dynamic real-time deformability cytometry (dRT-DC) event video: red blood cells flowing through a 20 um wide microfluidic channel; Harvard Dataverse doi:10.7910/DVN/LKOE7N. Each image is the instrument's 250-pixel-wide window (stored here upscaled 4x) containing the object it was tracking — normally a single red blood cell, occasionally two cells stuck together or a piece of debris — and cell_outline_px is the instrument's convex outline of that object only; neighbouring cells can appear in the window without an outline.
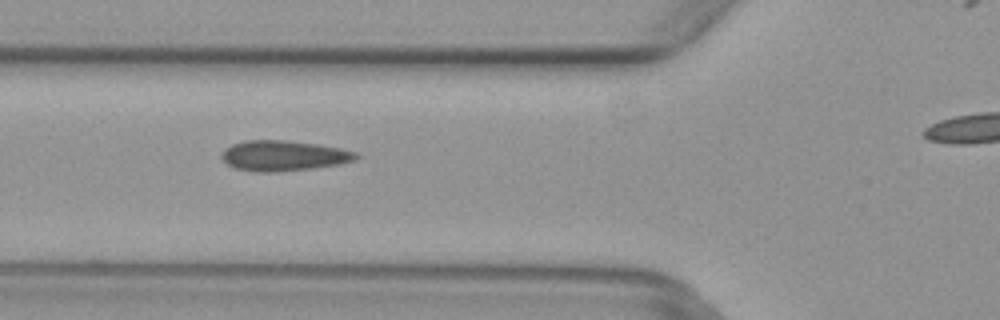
{"species": "common noctule bat (a hibernating species)", "species_latin": "Nyctalus noctula", "temperature_condition": "warm", "stored_images_in_passage": 8, "camera_frame_rate_fps": 3000, "um_per_image_px": 0.085, "animal": {"sex": "female", "body_mass_g": 29.2, "forearm_length_mm": 56.3}, "frame": {"image": 1, "passage_image": 6, "time_ms": 1.667, "image_size_px": [1000, 320], "cell_outline_px": [[360, 156], [356, 160], [340, 164], [312, 168], [276, 172], [252, 172], [236, 168], [228, 164], [220, 156], [224, 148], [232, 144], [244, 140], [284, 140], [320, 144], [340, 148], [356, 152]], "centroid_in_image_um": [24.1, 13.23], "position_along_channel_um": 101.7, "area_um2": 23.99}}